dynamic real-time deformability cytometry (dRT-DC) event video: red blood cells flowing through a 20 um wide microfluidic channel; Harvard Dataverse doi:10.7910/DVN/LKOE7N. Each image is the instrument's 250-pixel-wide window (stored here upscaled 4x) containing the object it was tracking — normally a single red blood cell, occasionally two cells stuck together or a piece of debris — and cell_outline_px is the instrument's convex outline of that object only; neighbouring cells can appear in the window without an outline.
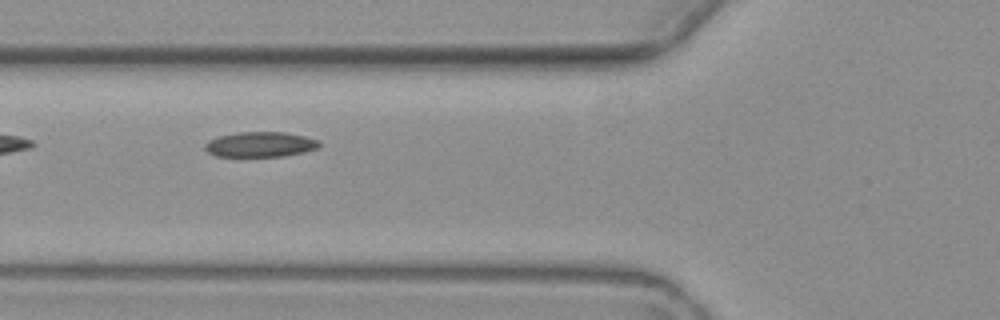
{"species": "common noctule bat (a hibernating species)", "species_latin": "Nyctalus noctula", "temperature_condition": "warm", "stored_images_in_passage": 5, "camera_frame_rate_fps": 3000, "um_per_image_px": 0.085, "animal": {"sex": "female", "body_mass_g": 19.3, "forearm_length_mm": 54.1}, "frame": {"image": 1, "passage_image": 2, "time_ms": 1.333, "image_size_px": [1000, 320], "cell_outline_px": [[320, 144], [316, 148], [304, 152], [284, 156], [216, 156], [208, 152], [204, 148], [204, 144], [208, 140], [216, 136], [236, 132], [284, 132], [304, 136], [320, 140]], "centroid_in_image_um": [22.09, 12.26], "position_along_channel_um": 103.7, "area_um2": 16.82}}
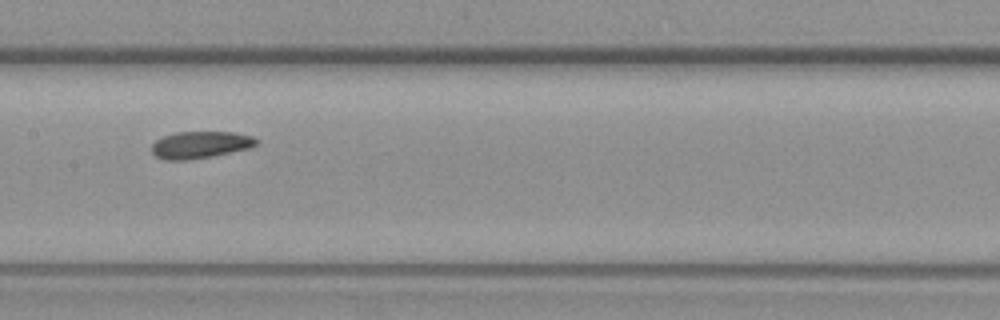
{"frame": {"image": 2, "passage_image": 4, "time_ms": 3.667, "image_size_px": [1000, 320], "cell_outline_px": [[260, 140], [252, 148], [212, 156], [188, 160], [164, 160], [156, 156], [152, 152], [152, 144], [156, 140], [164, 136], [176, 132], [232, 132], [252, 136]], "centroid_in_image_um": [17.05, 12.31], "position_along_channel_um": 190.4, "area_um2": 16.53}}
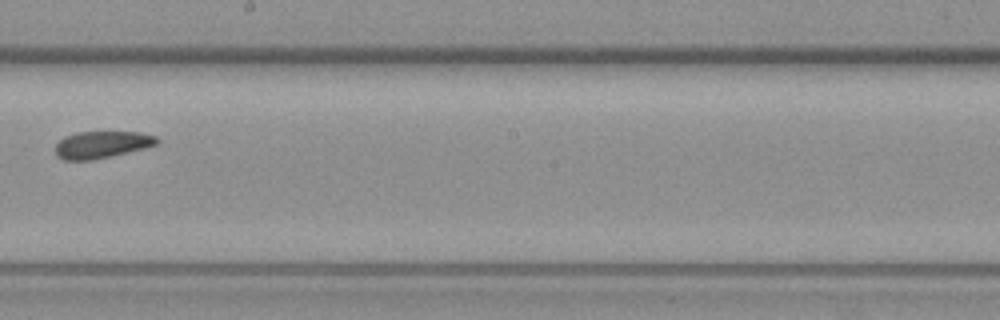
{"frame": {"image": 3, "passage_image": 5, "time_ms": 5.0, "image_size_px": [1000, 320], "cell_outline_px": [[160, 140], [156, 144], [144, 148], [92, 160], [64, 160], [56, 156], [56, 144], [64, 136], [76, 132], [140, 132], [156, 136]], "centroid_in_image_um": [8.63, 12.28], "position_along_channel_um": 239.6, "area_um2": 15.9}}